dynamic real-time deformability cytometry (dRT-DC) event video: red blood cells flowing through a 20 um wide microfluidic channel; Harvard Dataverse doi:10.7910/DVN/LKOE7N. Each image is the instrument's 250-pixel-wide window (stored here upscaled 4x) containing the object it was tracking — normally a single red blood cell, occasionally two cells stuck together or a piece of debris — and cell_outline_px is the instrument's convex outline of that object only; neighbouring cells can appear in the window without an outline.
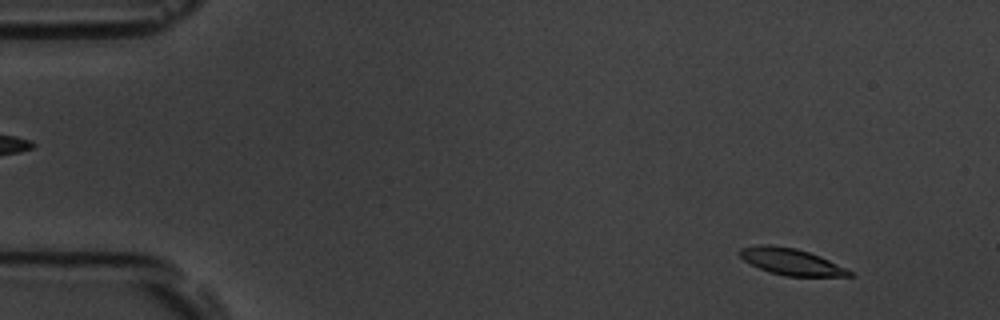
{"species": "common noctule bat (a hibernating species)", "species_latin": "Nyctalus noctula", "temperature_condition": "room temperature", "stored_images_in_passage": 15, "camera_frame_rate_fps": 3000, "um_per_image_px": 0.085, "animal": {"sex": "male", "body_mass_g": 19.5, "forearm_length_mm": 54.6}, "frame": {"image": 1, "passage_image": 5, "time_ms": 1.333, "image_size_px": [1000, 320], "cell_outline_px": [[856, 276], [784, 276], [768, 272], [744, 260], [740, 256], [740, 248], [760, 244], [768, 244], [796, 248], [820, 256], [852, 272]], "centroid_in_image_um": [67.22, 22.24], "position_along_channel_um": 17.8, "area_um2": 16.76}}